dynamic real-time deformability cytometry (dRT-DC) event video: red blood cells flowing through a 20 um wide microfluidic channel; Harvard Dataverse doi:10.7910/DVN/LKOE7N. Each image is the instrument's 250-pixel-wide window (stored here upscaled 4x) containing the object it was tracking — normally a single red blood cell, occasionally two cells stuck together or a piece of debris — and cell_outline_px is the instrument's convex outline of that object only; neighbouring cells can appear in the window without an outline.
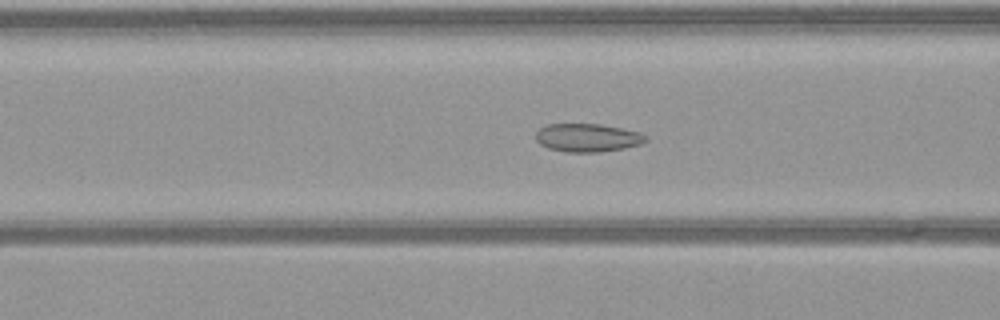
{"species": "common noctule bat (a hibernating species)", "species_latin": "Nyctalus noctula", "temperature_condition": "warm", "stored_images_in_passage": 55, "segment_of_instrument_passage": [1, 2], "camera_frame_rate_fps": 3000, "um_per_image_px": 0.085, "animal": {"sex": "female", "body_mass_g": 21.9}, "frame": {"image": 1, "passage_image": 21, "time_ms": 6.667, "image_size_px": [1000, 320], "cell_outline_px": [[648, 140], [640, 144], [624, 148], [600, 152], [568, 152], [548, 148], [540, 144], [536, 140], [536, 132], [544, 124], [600, 124], [640, 132], [648, 136]], "centroid_in_image_um": [49.94, 11.7], "position_along_channel_um": 116.7, "area_um2": 18.15}}
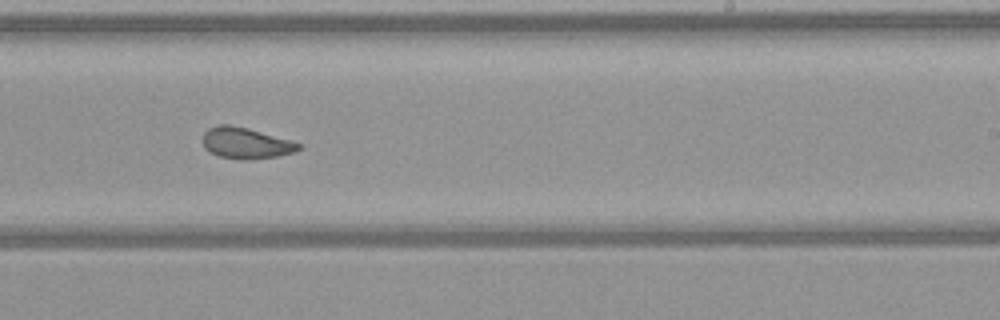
{"frame": {"image": 2, "passage_image": 33, "time_ms": 10.667, "image_size_px": [1000, 320], "cell_outline_px": [[300, 148], [296, 152], [276, 156], [252, 160], [240, 160], [220, 156], [208, 152], [204, 148], [204, 132], [208, 128], [220, 124], [228, 124], [248, 128], [292, 140], [300, 144]], "centroid_in_image_um": [20.9, 12.17], "position_along_channel_um": 268.1, "area_um2": 17.51}}
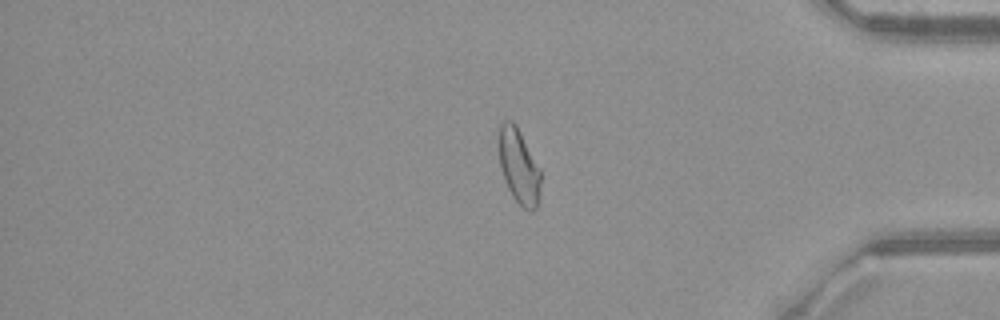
{"frame": {"image": 3, "passage_image": 45, "time_ms": 14.667, "image_size_px": [1000, 320], "cell_outline_px": [[540, 192], [536, 208], [532, 212], [528, 212], [512, 196], [508, 188], [500, 164], [500, 124], [504, 120], [512, 120], [516, 124], [540, 168]], "centroid_in_image_um": [44.13, 14.15], "position_along_channel_um": 391.1, "area_um2": 17.98}}